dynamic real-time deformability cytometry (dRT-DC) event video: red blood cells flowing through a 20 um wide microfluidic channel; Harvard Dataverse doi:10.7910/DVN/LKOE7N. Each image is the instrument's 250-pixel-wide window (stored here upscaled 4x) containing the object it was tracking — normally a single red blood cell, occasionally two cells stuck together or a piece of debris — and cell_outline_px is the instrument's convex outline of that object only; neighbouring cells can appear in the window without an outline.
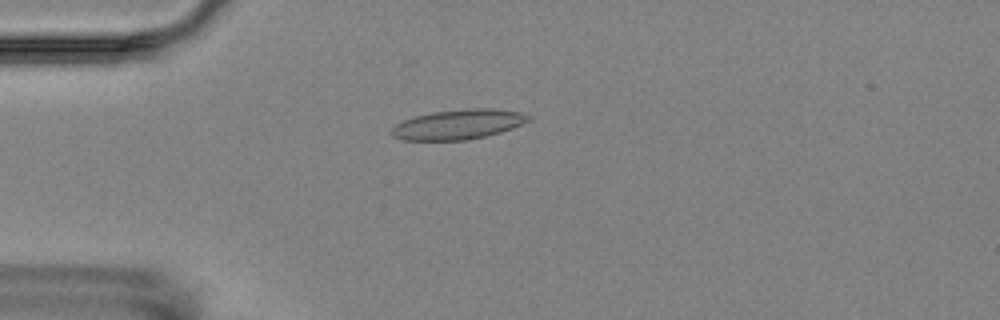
{"species": "Egyptian fruit bat (a non-hibernating species)", "species_latin": "Rousettus aegyptiacus", "temperature_condition": "room temperature", "stored_images_in_passage": 11, "camera_frame_rate_fps": 3000, "um_per_image_px": 0.085, "animal": {"sex": "female"}, "frame": {"image": 1, "passage_image": 4, "time_ms": 4.333, "image_size_px": [1000, 320], "cell_outline_px": [[532, 120], [512, 128], [500, 132], [468, 140], [400, 140], [392, 136], [392, 128], [396, 124], [404, 120], [416, 116], [432, 112], [468, 108], [492, 108], [520, 112], [532, 116]], "centroid_in_image_um": [38.98, 10.57], "position_along_channel_um": 46.0, "area_um2": 23.81}}
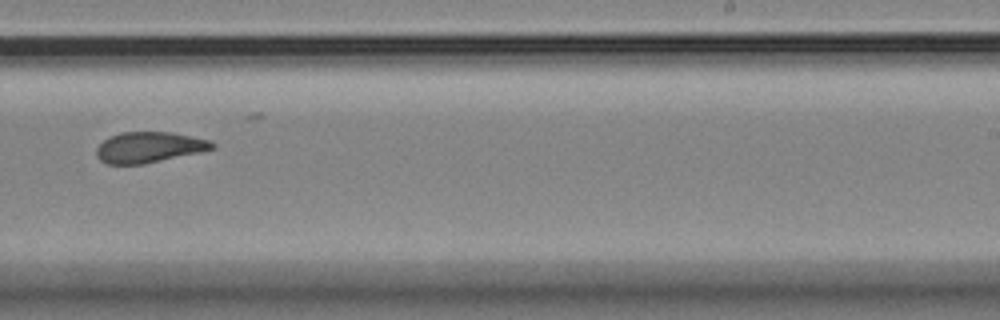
{"frame": {"image": 2, "passage_image": 10, "time_ms": 11.333, "image_size_px": [1000, 320], "cell_outline_px": [[216, 148], [200, 152], [144, 164], [104, 164], [96, 156], [96, 148], [108, 136], [120, 132], [172, 132], [208, 140], [216, 144]], "centroid_in_image_um": [12.64, 12.52], "position_along_channel_um": 276.4, "area_um2": 20.81}}
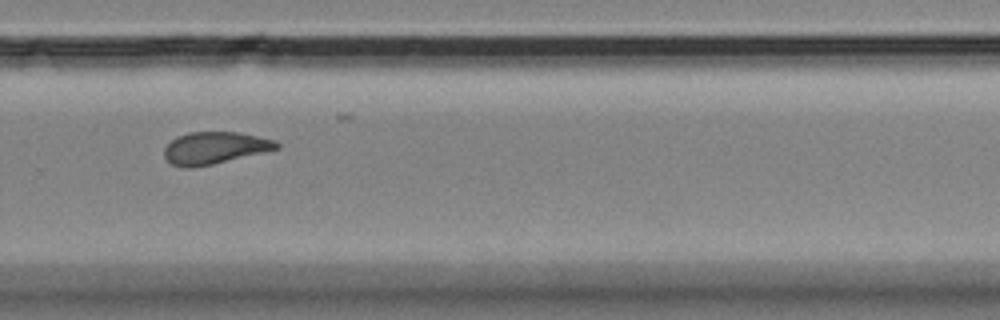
{"frame": {"image": 3, "passage_image": 11, "time_ms": 12.333, "image_size_px": [1000, 320], "cell_outline_px": [[280, 148], [264, 152], [212, 164], [192, 168], [184, 168], [172, 164], [164, 156], [164, 148], [176, 136], [188, 132], [236, 132], [256, 136], [272, 140], [280, 144]], "centroid_in_image_um": [18.21, 12.57], "position_along_channel_um": 311.6, "area_um2": 20.81}}